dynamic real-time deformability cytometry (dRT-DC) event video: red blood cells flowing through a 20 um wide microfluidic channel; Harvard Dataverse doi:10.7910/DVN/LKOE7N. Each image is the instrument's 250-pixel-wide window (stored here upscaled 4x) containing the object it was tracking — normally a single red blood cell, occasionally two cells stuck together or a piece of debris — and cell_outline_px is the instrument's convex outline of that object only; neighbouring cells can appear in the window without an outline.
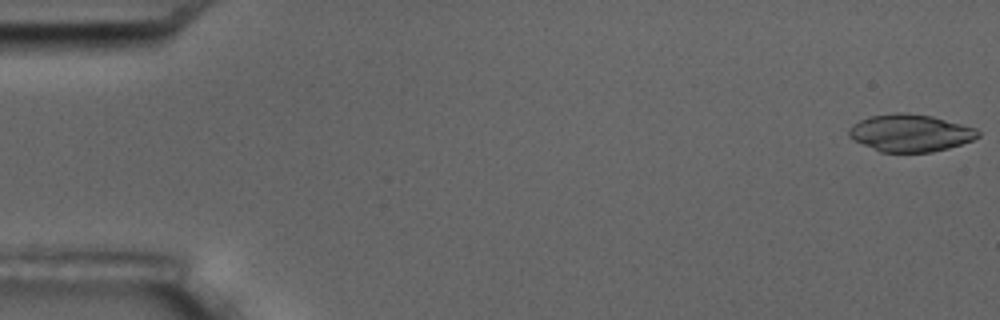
{"species": "common noctule bat (a hibernating species)", "species_latin": "Nyctalus noctula", "temperature_condition": "room temperature", "stored_images_in_passage": 5, "camera_frame_rate_fps": 3000, "um_per_image_px": 0.085, "animal": {"sex": "male", "body_mass_g": 17.5, "forearm_length_mm": 52.3}, "frame": {"image": 1, "passage_image": 1, "time_ms": 0.0, "image_size_px": [1000, 320], "cell_outline_px": [[980, 136], [972, 140], [948, 148], [932, 152], [880, 152], [848, 136], [848, 128], [852, 124], [868, 116], [896, 112], [904, 112], [932, 116], [976, 128], [980, 132]], "centroid_in_image_um": [77.36, 11.29], "position_along_channel_um": 7.6, "area_um2": 28.03}}
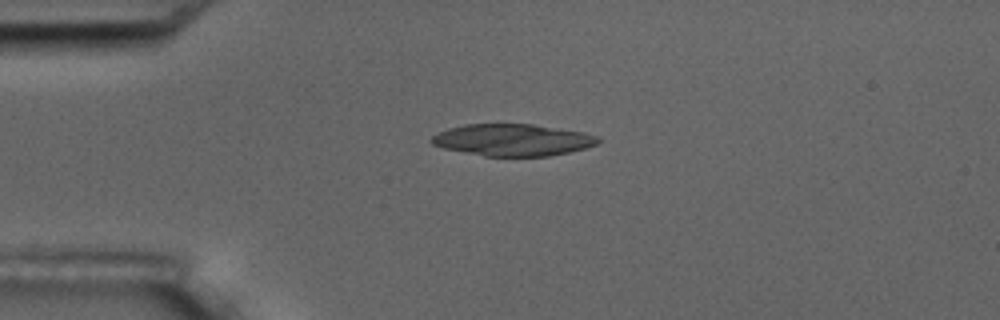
{"frame": {"image": 2, "passage_image": 4, "time_ms": 4.333, "image_size_px": [1000, 320], "cell_outline_px": [[600, 140], [596, 144], [584, 148], [568, 152], [548, 156], [484, 156], [444, 148], [432, 144], [428, 140], [432, 136], [448, 128], [464, 124], [532, 124], [584, 132], [600, 136]], "centroid_in_image_um": [43.57, 11.89], "position_along_channel_um": 41.4, "area_um2": 30.87}}